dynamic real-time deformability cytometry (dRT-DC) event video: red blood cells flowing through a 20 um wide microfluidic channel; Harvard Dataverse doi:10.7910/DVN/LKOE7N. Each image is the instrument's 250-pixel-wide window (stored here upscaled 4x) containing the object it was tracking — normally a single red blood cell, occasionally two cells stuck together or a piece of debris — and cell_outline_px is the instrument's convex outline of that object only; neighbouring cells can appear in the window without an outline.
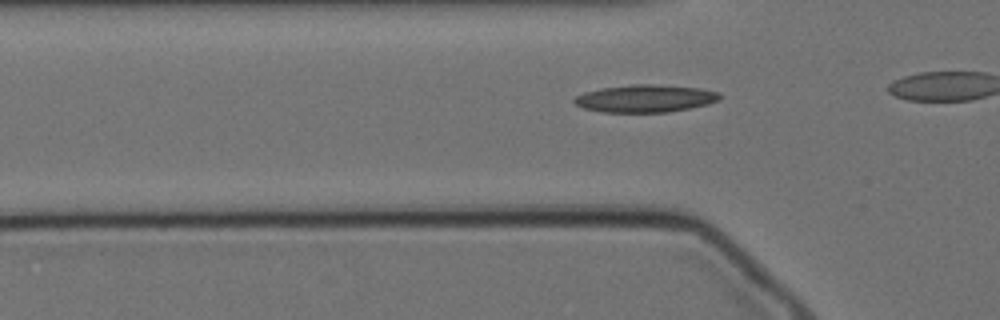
{"species": "Egyptian fruit bat (a non-hibernating species)", "species_latin": "Rousettus aegyptiacus", "temperature_condition": "cold", "stored_images_in_passage": 35, "camera_frame_rate_fps": 3000, "um_per_image_px": 0.085, "animal": {"sex": "female"}, "frame": {"image": 1, "passage_image": 9, "time_ms": 2.667, "image_size_px": [1000, 320], "cell_outline_px": [[720, 100], [708, 104], [668, 112], [604, 112], [584, 108], [576, 104], [572, 100], [576, 96], [584, 92], [600, 88], [632, 84], [656, 84], [700, 88], [720, 92]], "centroid_in_image_um": [54.85, 8.36], "position_along_channel_um": 70.9, "area_um2": 23.35}}
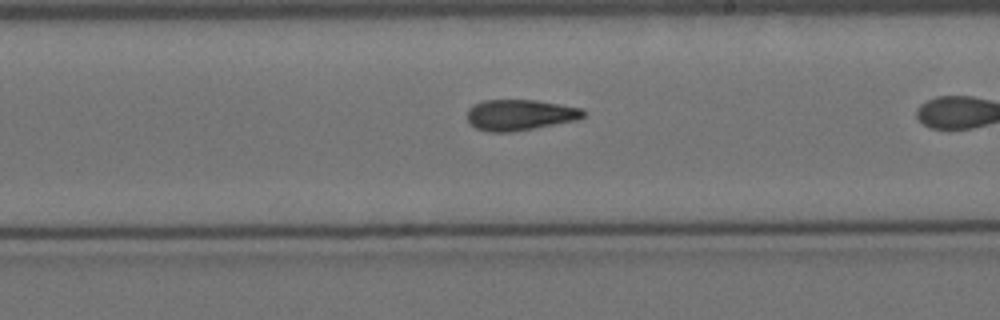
{"frame": {"image": 2, "passage_image": 24, "time_ms": 7.667, "image_size_px": [1000, 320], "cell_outline_px": [[588, 112], [584, 116], [576, 120], [512, 132], [488, 132], [476, 128], [468, 124], [468, 108], [472, 104], [484, 100], [536, 100], [584, 108]], "centroid_in_image_um": [44.19, 9.76], "position_along_channel_um": 244.8, "area_um2": 21.1}}
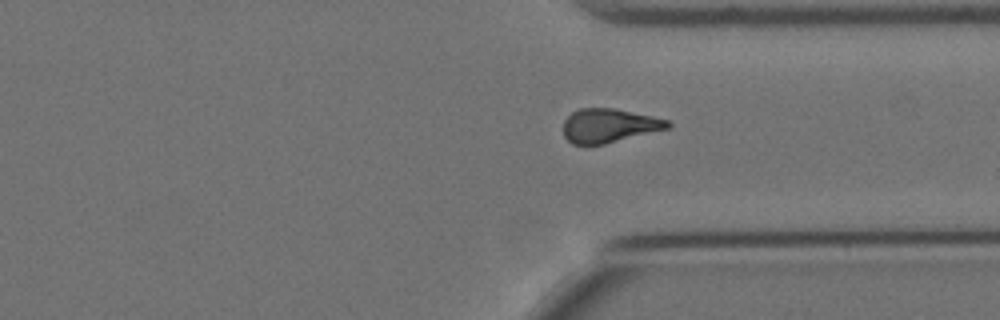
{"frame": {"image": 3, "passage_image": 34, "time_ms": 11.0, "image_size_px": [1000, 320], "cell_outline_px": [[672, 124], [668, 128], [604, 144], [572, 144], [564, 136], [564, 120], [572, 112], [580, 108], [612, 108], [652, 116], [668, 120]], "centroid_in_image_um": [51.75, 10.67], "position_along_channel_um": 359.7, "area_um2": 20.35}}